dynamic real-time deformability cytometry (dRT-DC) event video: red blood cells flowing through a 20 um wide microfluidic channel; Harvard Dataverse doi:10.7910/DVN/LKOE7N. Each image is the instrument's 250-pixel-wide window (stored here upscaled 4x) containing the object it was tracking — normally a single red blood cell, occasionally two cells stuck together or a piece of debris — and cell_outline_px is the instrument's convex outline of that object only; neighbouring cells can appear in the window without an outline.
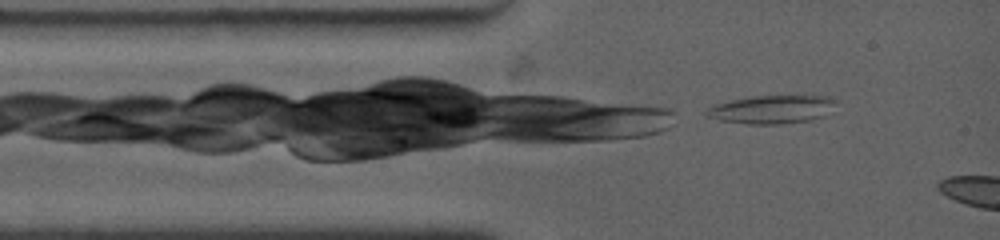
{"species": "common noctule bat (a hibernating species)", "species_latin": "Nyctalus noctula", "temperature_condition": "warm", "stored_images_in_passage": 8, "camera_frame_rate_fps": 4500, "um_per_image_px": 0.085, "animal": {"sex": "female", "body_mass_g": 19.0, "forearm_length_mm": 53.3}, "frame": {"image": 1, "passage_image": 1, "time_ms": 0.0, "image_size_px": [1000, 240], "cell_outline_px": [[840, 100], [824, 116], [808, 120], [784, 124], [748, 124], [720, 120], [704, 116], [704, 112], [712, 104], [728, 100], [752, 96], [828, 96]], "centroid_in_image_um": [65.57, 9.29], "position_along_channel_um": 19.4, "area_um2": 21.62}}